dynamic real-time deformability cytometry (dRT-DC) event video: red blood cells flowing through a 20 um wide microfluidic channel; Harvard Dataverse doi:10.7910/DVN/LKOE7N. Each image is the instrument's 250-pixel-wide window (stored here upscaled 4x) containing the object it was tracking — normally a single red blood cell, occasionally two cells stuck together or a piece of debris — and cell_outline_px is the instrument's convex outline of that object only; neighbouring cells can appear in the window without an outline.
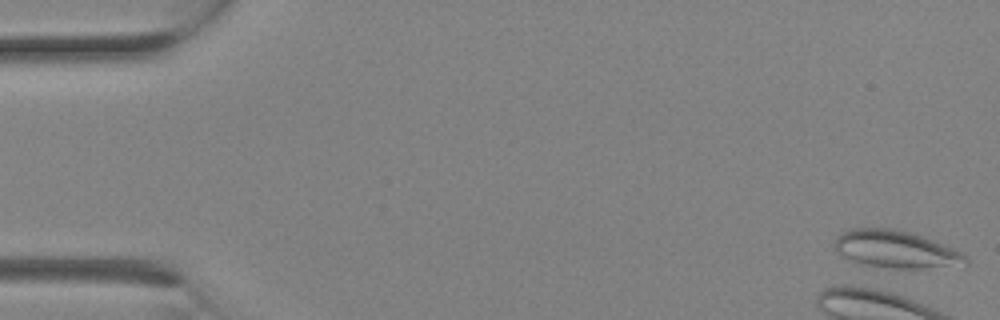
{"species": "Egyptian fruit bat (a non-hibernating species)", "species_latin": "Rousettus aegyptiacus", "temperature_condition": "room temperature", "stored_images_in_passage": 2, "camera_frame_rate_fps": 3000, "um_per_image_px": 0.085, "animal": {"sex": "female"}, "frame": {"image": 1, "passage_image": 1, "time_ms": 0.0, "image_size_px": [1000, 320], "cell_outline_px": [[968, 264], [924, 268], [892, 268], [864, 264], [840, 256], [836, 252], [832, 244], [836, 236], [840, 232], [852, 228], [888, 228], [908, 232], [932, 240], [952, 248], [968, 256]], "centroid_in_image_um": [76.07, 21.19], "position_along_channel_um": 8.9, "area_um2": 28.44}}